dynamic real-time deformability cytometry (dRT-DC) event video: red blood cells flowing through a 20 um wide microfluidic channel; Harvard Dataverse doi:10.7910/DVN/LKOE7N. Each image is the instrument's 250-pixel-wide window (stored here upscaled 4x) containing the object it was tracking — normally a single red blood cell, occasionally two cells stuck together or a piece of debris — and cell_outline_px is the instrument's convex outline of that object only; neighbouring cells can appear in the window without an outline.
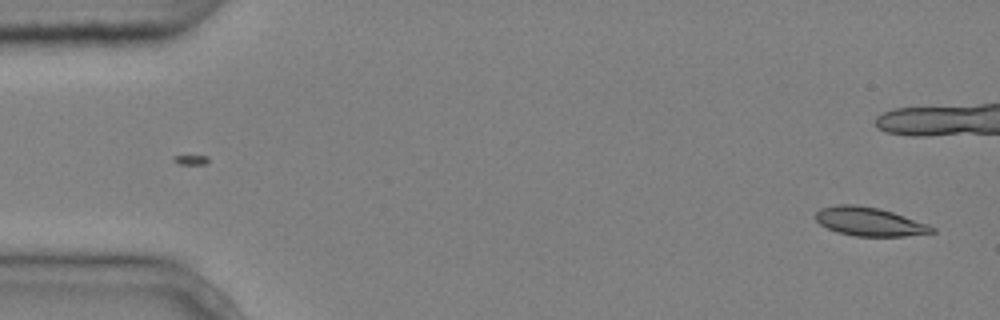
{"species": "common noctule bat (a hibernating species)", "species_latin": "Nyctalus noctula", "temperature_condition": "cold", "stored_images_in_passage": 3, "camera_frame_rate_fps": 3000, "um_per_image_px": 0.085, "animal": {"sex": "male", "body_mass_g": 20.4}, "frame": {"image": 1, "passage_image": 3, "time_ms": 0.667, "image_size_px": [1000, 320], "cell_outline_px": [[936, 232], [904, 236], [856, 236], [836, 232], [820, 224], [816, 220], [816, 212], [820, 208], [836, 204], [856, 204], [880, 208], [928, 224], [936, 228]], "centroid_in_image_um": [73.89, 18.83], "position_along_channel_um": 11.1, "area_um2": 19.48}}